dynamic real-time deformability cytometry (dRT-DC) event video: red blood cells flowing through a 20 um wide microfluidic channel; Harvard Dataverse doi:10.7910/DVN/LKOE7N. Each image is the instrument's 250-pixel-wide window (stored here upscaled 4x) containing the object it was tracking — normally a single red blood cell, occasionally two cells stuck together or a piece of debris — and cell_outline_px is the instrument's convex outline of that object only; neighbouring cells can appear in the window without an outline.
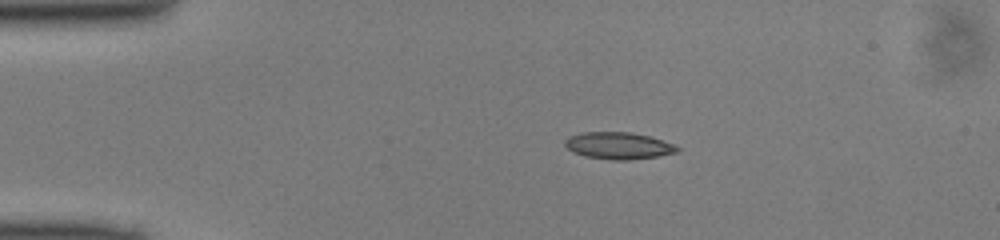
{"species": "common noctule bat (a hibernating species)", "species_latin": "Nyctalus noctula", "temperature_condition": "cold", "stored_images_in_passage": 40, "camera_frame_rate_fps": 3000, "um_per_image_px": 0.085, "animal": {"sex": "male", "body_mass_g": 13.0, "forearm_length_mm": 53.1}, "frame": {"image": 1, "passage_image": 1, "time_ms": 0.0, "image_size_px": [1000, 240], "cell_outline_px": [[680, 148], [676, 152], [656, 156], [632, 160], [612, 160], [584, 156], [572, 152], [564, 144], [564, 140], [568, 136], [580, 132], [632, 132], [652, 136], [672, 144]], "centroid_in_image_um": [52.52, 12.37], "position_along_channel_um": 32.5, "area_um2": 17.74}}
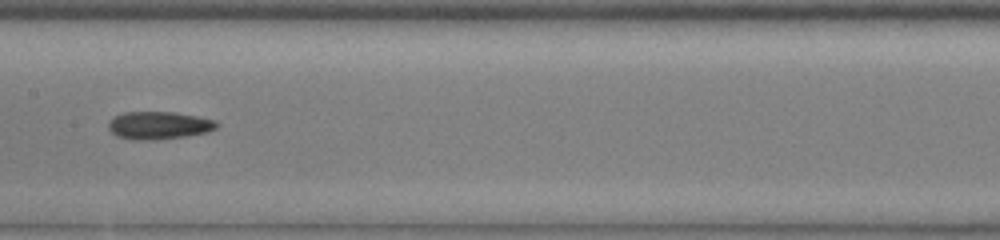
{"frame": {"image": 2, "passage_image": 16, "time_ms": 5.0, "image_size_px": [1000, 240], "cell_outline_px": [[220, 124], [216, 128], [208, 132], [188, 136], [156, 140], [132, 140], [116, 136], [108, 128], [108, 124], [112, 116], [124, 112], [176, 112], [216, 120]], "centroid_in_image_um": [13.5, 10.66], "position_along_channel_um": 193.9, "area_um2": 17.8}}
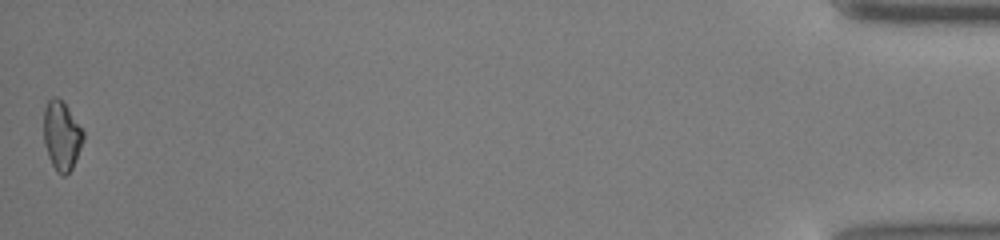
{"frame": {"image": 3, "passage_image": 40, "time_ms": 13.0, "image_size_px": [1000, 240], "cell_outline_px": [[84, 140], [72, 168], [64, 176], [56, 172], [48, 156], [44, 144], [44, 108], [48, 100], [52, 96], [56, 96], [68, 108], [84, 132]], "centroid_in_image_um": [5.23, 11.54], "position_along_channel_um": 430.0, "area_um2": 15.84}}